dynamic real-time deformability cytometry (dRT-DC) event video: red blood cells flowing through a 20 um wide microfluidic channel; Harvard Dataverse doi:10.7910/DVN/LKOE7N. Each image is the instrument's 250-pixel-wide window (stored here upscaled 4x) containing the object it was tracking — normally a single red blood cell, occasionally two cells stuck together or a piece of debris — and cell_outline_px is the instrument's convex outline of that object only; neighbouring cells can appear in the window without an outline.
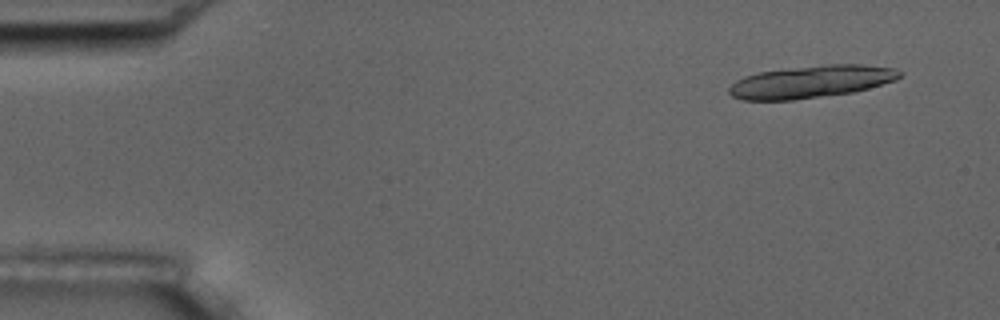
{"species": "common noctule bat (a hibernating species)", "species_latin": "Nyctalus noctula", "temperature_condition": "room temperature", "stored_images_in_passage": 8, "camera_frame_rate_fps": 3000, "um_per_image_px": 0.085, "animal": {"sex": "male", "body_mass_g": 17.5, "forearm_length_mm": 52.3}, "frame": {"image": 1, "passage_image": 2, "time_ms": 1.0, "image_size_px": [1000, 320], "cell_outline_px": [[904, 72], [896, 80], [868, 88], [852, 92], [792, 100], [744, 100], [732, 96], [728, 92], [728, 88], [736, 80], [744, 76], [756, 72], [828, 64], [860, 64], [896, 68]], "centroid_in_image_um": [68.94, 6.94], "position_along_channel_um": 16.1, "area_um2": 32.14}}
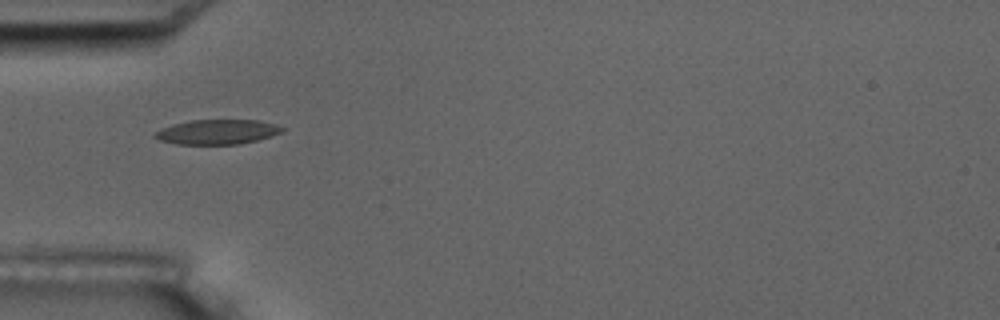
{"frame": {"image": 2, "passage_image": 6, "time_ms": 5.667, "image_size_px": [1000, 320], "cell_outline_px": [[284, 132], [256, 140], [240, 144], [176, 144], [160, 140], [152, 136], [152, 132], [160, 128], [172, 124], [188, 120], [260, 120], [276, 124], [284, 128]], "centroid_in_image_um": [18.43, 11.2], "position_along_channel_um": 66.6, "area_um2": 18.55}}